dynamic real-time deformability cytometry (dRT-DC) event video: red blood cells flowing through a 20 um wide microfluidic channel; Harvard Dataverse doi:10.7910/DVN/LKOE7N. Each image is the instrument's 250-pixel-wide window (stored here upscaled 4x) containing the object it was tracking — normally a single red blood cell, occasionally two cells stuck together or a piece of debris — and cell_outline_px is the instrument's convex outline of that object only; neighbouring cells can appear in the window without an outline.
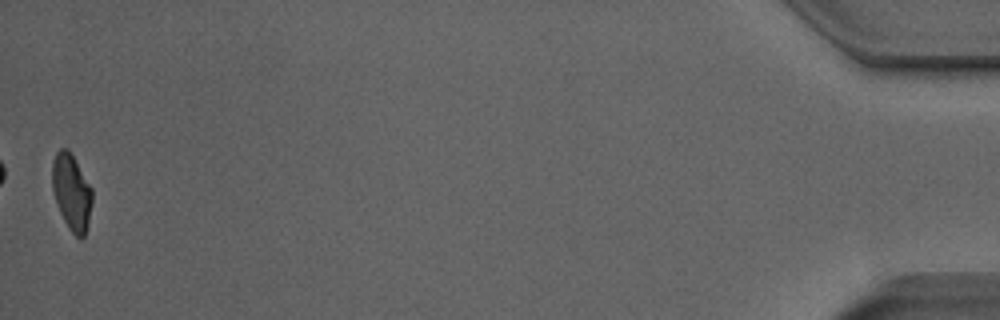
{"species": "Egyptian fruit bat (a non-hibernating species)", "species_latin": "Rousettus aegyptiacus", "temperature_condition": "room temperature", "stored_images_in_passage": 51, "camera_frame_rate_fps": 3000, "um_per_image_px": 0.085, "animal": {"sex": "male"}, "frame": {"image": 1, "passage_image": 51, "time_ms": 16.667, "image_size_px": [1000, 320], "cell_outline_px": [[92, 200], [88, 224], [84, 236], [80, 240], [68, 228], [56, 204], [52, 188], [52, 164], [56, 152], [60, 148], [68, 148], [92, 188]], "centroid_in_image_um": [6.08, 16.33], "position_along_channel_um": 429.1, "area_um2": 17.74}, "authors_computed_cell_mechanics": {"area_um2": 18.4382, "velocity_mm_per_s": 3.9915, "shape_relaxation_time_tau1_ms": 5.7324, "shape_relaxation_time_tau2_ms": 1.3141, "deformation_change_tau1": 0.2077, "deformation_change_tau2": 0.0824}}